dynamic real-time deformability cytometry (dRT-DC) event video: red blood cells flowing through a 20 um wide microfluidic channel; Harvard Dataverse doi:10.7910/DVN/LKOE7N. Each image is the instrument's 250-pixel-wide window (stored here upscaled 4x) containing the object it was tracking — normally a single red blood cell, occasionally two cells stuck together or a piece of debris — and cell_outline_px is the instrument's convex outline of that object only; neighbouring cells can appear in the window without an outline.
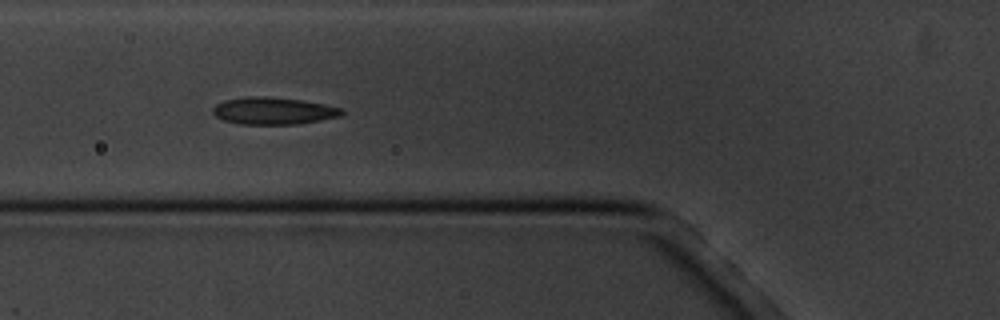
{"species": "common noctule bat (a hibernating species)", "species_latin": "Nyctalus noctula", "temperature_condition": "cold", "stored_images_in_passage": 11, "camera_frame_rate_fps": 3000, "um_per_image_px": 0.085, "animal": {"sex": "male", "body_mass_g": 20.1, "forearm_length_mm": 53.5}, "frame": {"image": 1, "passage_image": 7, "time_ms": 6.667, "image_size_px": [1000, 320], "cell_outline_px": [[344, 112], [340, 116], [300, 124], [240, 124], [224, 120], [216, 116], [212, 112], [212, 108], [216, 104], [224, 100], [248, 96], [264, 96], [300, 100], [324, 104], [340, 108]], "centroid_in_image_um": [23.21, 9.42], "position_along_channel_um": 102.6, "area_um2": 20.29}}
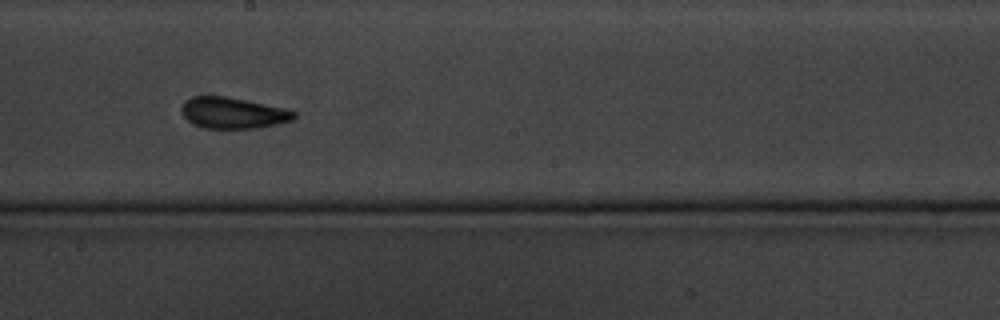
{"frame": {"image": 2, "passage_image": 10, "time_ms": 10.333, "image_size_px": [1000, 320], "cell_outline_px": [[296, 116], [292, 120], [260, 128], [204, 128], [188, 120], [184, 116], [180, 108], [192, 96], [224, 96], [284, 108], [296, 112]], "centroid_in_image_um": [19.82, 9.6], "position_along_channel_um": 228.4, "area_um2": 20.06}}
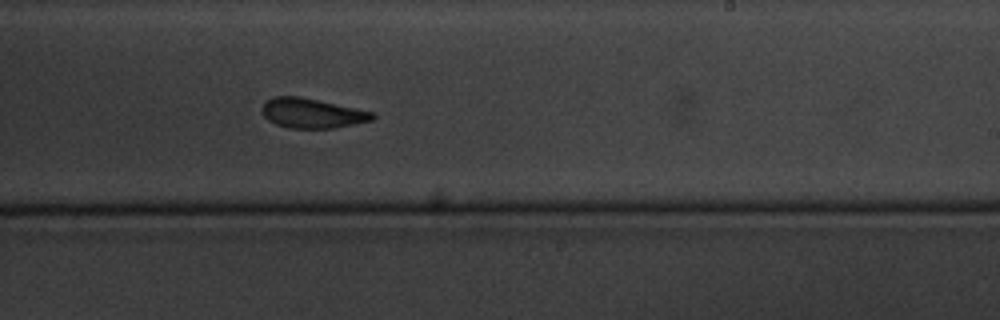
{"frame": {"image": 3, "passage_image": 11, "time_ms": 11.333, "image_size_px": [1000, 320], "cell_outline_px": [[376, 116], [372, 120], [332, 128], [288, 128], [276, 124], [268, 120], [264, 116], [264, 104], [272, 96], [300, 96], [376, 112]], "centroid_in_image_um": [26.56, 9.61], "position_along_channel_um": 262.4, "area_um2": 19.02}}